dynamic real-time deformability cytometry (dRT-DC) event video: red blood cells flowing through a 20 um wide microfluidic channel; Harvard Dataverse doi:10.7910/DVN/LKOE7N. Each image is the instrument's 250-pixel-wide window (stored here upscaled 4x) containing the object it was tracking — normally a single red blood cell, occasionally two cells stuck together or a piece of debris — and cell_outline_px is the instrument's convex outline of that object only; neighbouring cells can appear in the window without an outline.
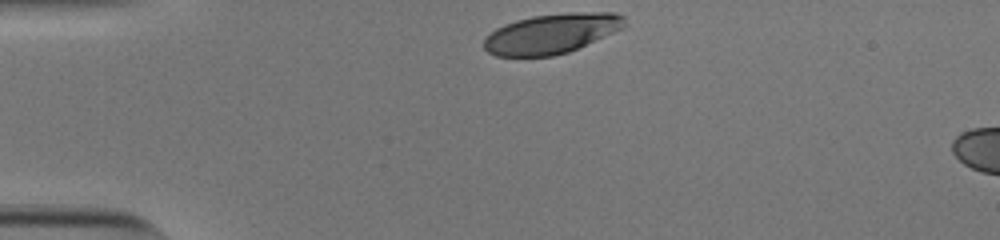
{"species": "human", "species_latin": "Homo sapiens", "temperature_condition": "cold", "stored_images_in_passage": 6, "camera_frame_rate_fps": 3000, "um_per_image_px": 0.085, "donor": {"sex": "male"}, "frame": {"image": 1, "passage_image": 1, "time_ms": 0.0, "image_size_px": [1000, 240], "cell_outline_px": [[628, 24], [624, 28], [568, 52], [552, 56], [496, 56], [488, 52], [484, 48], [484, 36], [496, 28], [504, 24], [516, 20], [532, 16], [572, 12], [612, 12], [624, 16]], "centroid_in_image_um": [46.89, 2.85], "position_along_channel_um": 38.1, "area_um2": 32.83}}